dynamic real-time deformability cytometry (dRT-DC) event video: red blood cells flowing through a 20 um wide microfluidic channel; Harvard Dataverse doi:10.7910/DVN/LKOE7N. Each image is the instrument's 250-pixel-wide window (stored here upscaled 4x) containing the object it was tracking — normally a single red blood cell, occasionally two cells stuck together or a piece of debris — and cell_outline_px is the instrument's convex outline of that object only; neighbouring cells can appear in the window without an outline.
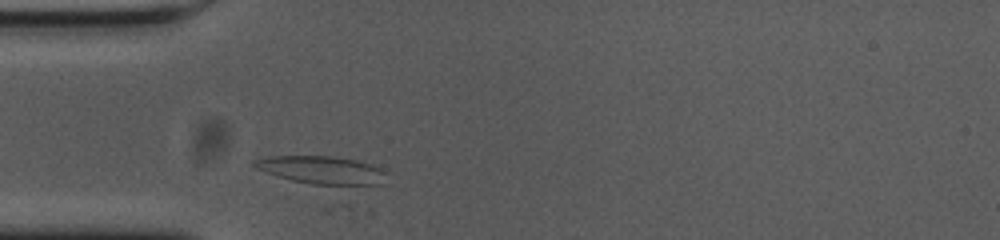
{"species": "common noctule bat (a hibernating species)", "species_latin": "Nyctalus noctula", "temperature_condition": "cold", "stored_images_in_passage": 8, "camera_frame_rate_fps": 3000, "um_per_image_px": 0.085, "animal": {"sex": "female", "body_mass_g": 23.0, "forearm_length_mm": 53.4}, "frame": {"image": 1, "passage_image": 3, "time_ms": 0.667, "image_size_px": [1000, 240], "cell_outline_px": [[384, 184], [348, 188], [340, 188], [312, 184], [292, 180], [276, 176], [256, 168], [252, 164], [256, 160], [268, 156], [332, 156], [356, 160], [368, 164], [384, 172]], "centroid_in_image_um": [27.39, 14.51], "position_along_channel_um": 57.6, "area_um2": 22.02}}
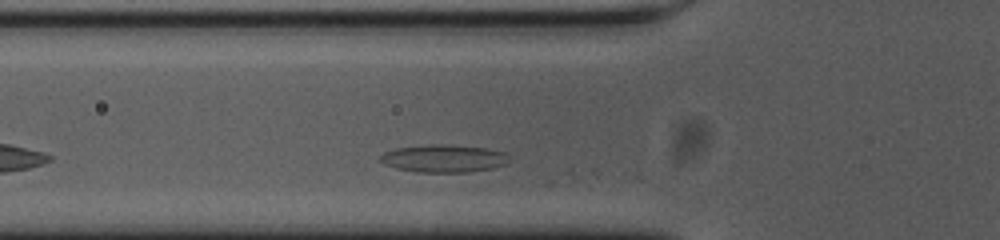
{"frame": {"image": 2, "passage_image": 6, "time_ms": 1.667, "image_size_px": [1000, 240], "cell_outline_px": [[512, 160], [508, 164], [492, 168], [468, 172], [420, 172], [396, 168], [384, 164], [380, 160], [380, 156], [384, 152], [396, 148], [428, 144], [444, 144], [484, 148], [508, 152]], "centroid_in_image_um": [37.78, 13.46], "position_along_channel_um": 88.0, "area_um2": 20.98}}